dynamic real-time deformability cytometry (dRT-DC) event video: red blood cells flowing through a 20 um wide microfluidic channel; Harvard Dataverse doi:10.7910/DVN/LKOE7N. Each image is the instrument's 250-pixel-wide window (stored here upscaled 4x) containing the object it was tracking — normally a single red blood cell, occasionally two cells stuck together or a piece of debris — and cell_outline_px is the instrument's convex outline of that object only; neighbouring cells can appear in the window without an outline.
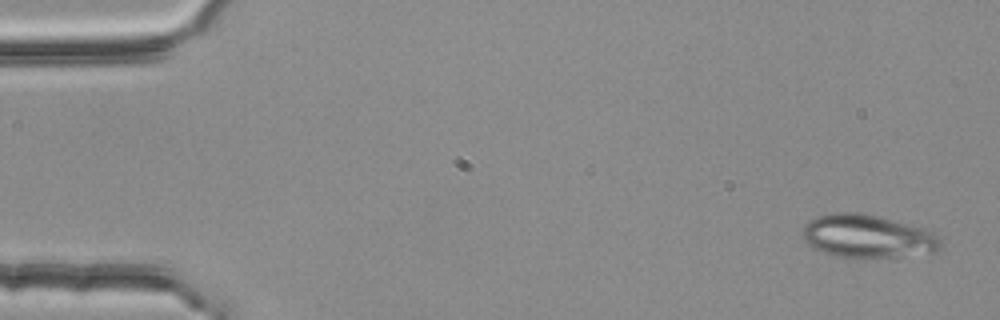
{"species": "common noctule bat (a hibernating species)", "species_latin": "Nyctalus noctula", "temperature_condition": "room temperature", "stored_images_in_passage": 4, "camera_frame_rate_fps": 3000, "um_per_image_px": 0.085, "animal": {"sex": "female", "body_mass_g": 25.1}, "frame": {"image": 1, "passage_image": 1, "time_ms": 0.0, "image_size_px": [1000, 320], "cell_outline_px": [[940, 252], [876, 260], [852, 260], [832, 256], [812, 248], [800, 236], [804, 224], [808, 220], [816, 216], [832, 212], [860, 212], [928, 228], [940, 236]], "centroid_in_image_um": [73.75, 20.13], "position_along_channel_um": 11.3, "area_um2": 36.65}}